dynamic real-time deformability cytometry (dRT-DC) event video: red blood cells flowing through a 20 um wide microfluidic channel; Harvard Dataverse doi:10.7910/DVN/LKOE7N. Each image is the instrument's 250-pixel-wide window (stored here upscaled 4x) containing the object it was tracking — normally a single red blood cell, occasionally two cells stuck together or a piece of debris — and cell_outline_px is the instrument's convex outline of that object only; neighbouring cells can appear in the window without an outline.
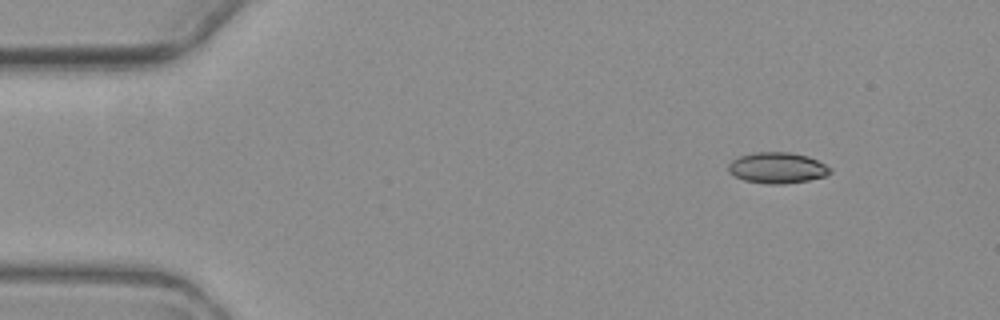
{"species": "common noctule bat (a hibernating species)", "species_latin": "Nyctalus noctula", "temperature_condition": "warm", "stored_images_in_passage": 8, "camera_frame_rate_fps": 3000, "um_per_image_px": 0.085, "animal": {"sex": "female", "body_mass_g": 19.3, "forearm_length_mm": 54.1}, "frame": {"image": 1, "passage_image": 1, "time_ms": 0.0, "image_size_px": [1000, 320], "cell_outline_px": [[832, 172], [824, 176], [808, 180], [784, 184], [768, 184], [744, 180], [728, 172], [728, 164], [732, 160], [740, 156], [752, 152], [788, 152], [808, 156], [832, 168]], "centroid_in_image_um": [66.06, 14.26], "position_along_channel_um": 18.9, "area_um2": 18.32}}
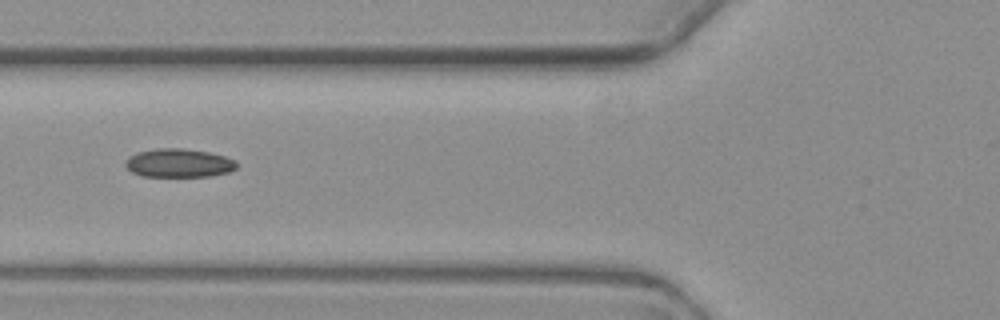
{"frame": {"image": 2, "passage_image": 5, "time_ms": 5.0, "image_size_px": [1000, 320], "cell_outline_px": [[240, 164], [236, 168], [228, 172], [212, 176], [140, 176], [132, 172], [124, 164], [128, 156], [136, 152], [156, 148], [184, 148], [208, 152], [224, 156], [236, 160]], "centroid_in_image_um": [15.2, 13.85], "position_along_channel_um": 110.6, "area_um2": 18.73}}
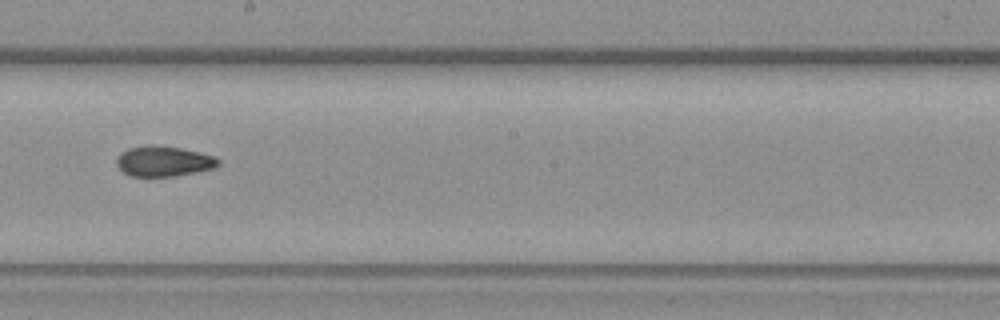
{"frame": {"image": 3, "passage_image": 8, "time_ms": 8.333, "image_size_px": [1000, 320], "cell_outline_px": [[220, 164], [212, 168], [196, 172], [176, 176], [128, 176], [116, 164], [116, 160], [128, 148], [144, 144], [156, 144], [180, 148], [212, 156], [220, 160]], "centroid_in_image_um": [13.89, 13.7], "position_along_channel_um": 234.3, "area_um2": 17.86}}